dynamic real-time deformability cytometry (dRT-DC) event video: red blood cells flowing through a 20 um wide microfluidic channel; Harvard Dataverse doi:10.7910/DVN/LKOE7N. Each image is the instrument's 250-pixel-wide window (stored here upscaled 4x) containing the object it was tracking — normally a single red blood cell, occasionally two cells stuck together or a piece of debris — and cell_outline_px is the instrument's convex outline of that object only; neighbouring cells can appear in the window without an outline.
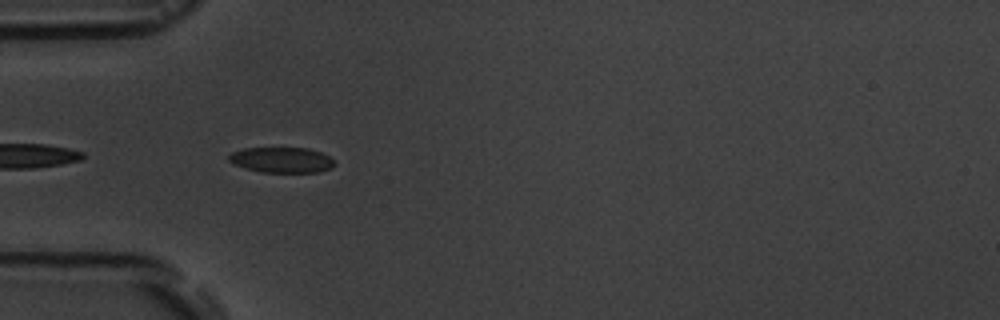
{"species": "common noctule bat (a hibernating species)", "species_latin": "Nyctalus noctula", "temperature_condition": "room temperature", "stored_images_in_passage": 4, "camera_frame_rate_fps": 3000, "um_per_image_px": 0.085, "animal": {"sex": "male", "body_mass_g": 19.5, "forearm_length_mm": 54.6}, "frame": {"image": 1, "passage_image": 3, "time_ms": 3.333, "image_size_px": [1000, 320], "cell_outline_px": [[336, 164], [332, 168], [320, 172], [260, 172], [244, 168], [232, 164], [228, 160], [228, 156], [232, 152], [244, 148], [308, 148], [320, 152], [336, 160]], "centroid_in_image_um": [23.95, 13.6], "position_along_channel_um": 61.1, "area_um2": 15.9}}